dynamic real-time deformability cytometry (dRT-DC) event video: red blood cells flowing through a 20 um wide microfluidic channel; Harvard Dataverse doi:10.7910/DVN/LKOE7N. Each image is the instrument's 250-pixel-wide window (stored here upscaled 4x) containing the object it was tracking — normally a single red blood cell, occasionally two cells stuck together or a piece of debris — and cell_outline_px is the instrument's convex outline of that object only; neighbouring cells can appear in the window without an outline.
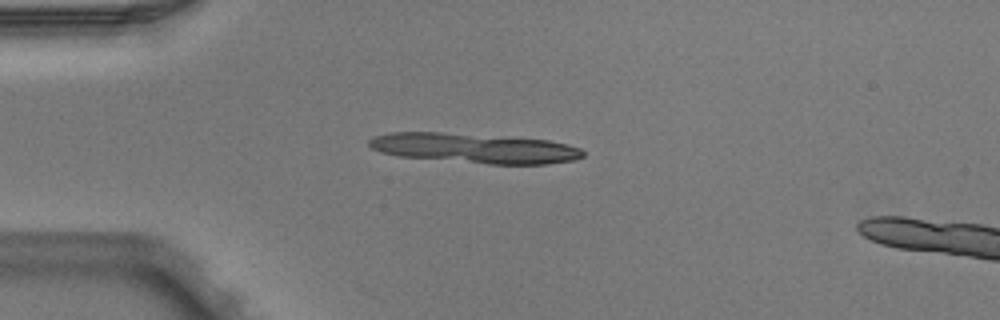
{"species": "Egyptian fruit bat (a non-hibernating species)", "species_latin": "Rousettus aegyptiacus", "temperature_condition": "warm", "stored_images_in_passage": 5, "camera_frame_rate_fps": 3000, "um_per_image_px": 0.085, "animal": {"sex": "male"}, "frame": {"image": 1, "passage_image": 3, "time_ms": 0.667, "image_size_px": [1000, 320], "cell_outline_px": [[584, 156], [572, 160], [548, 164], [488, 164], [400, 156], [380, 152], [372, 148], [368, 144], [368, 140], [376, 136], [388, 132], [440, 132], [548, 140], [568, 144], [580, 148], [584, 152]], "centroid_in_image_um": [40.33, 12.6], "position_along_channel_um": 44.7, "area_um2": 36.93}}